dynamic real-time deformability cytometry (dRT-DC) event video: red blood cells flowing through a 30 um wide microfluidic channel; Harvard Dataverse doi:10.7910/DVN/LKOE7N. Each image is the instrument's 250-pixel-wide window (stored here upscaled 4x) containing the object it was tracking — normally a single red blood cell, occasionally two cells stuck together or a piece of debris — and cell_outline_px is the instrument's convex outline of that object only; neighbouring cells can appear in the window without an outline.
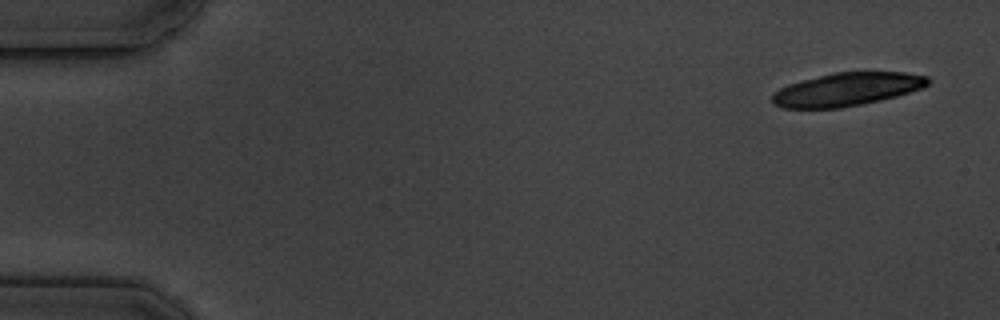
{"species": "common noctule bat (a hibernating species)", "species_latin": "Nyctalus noctula", "temperature_condition": "cold", "stored_images_in_passage": 5, "camera_frame_rate_fps": 3000, "um_per_image_px": 0.085, "animal": {"sex": "male", "body_mass_g": 19.5, "forearm_length_mm": 54.6}, "frame": {"image": 1, "passage_image": 1, "time_ms": 0.0, "image_size_px": [1000, 320], "cell_outline_px": [[932, 80], [924, 88], [896, 96], [880, 100], [840, 108], [784, 108], [772, 104], [772, 96], [780, 88], [788, 84], [836, 72], [904, 72], [928, 76]], "centroid_in_image_um": [72.03, 7.59], "position_along_channel_um": 13.0, "area_um2": 29.94}}